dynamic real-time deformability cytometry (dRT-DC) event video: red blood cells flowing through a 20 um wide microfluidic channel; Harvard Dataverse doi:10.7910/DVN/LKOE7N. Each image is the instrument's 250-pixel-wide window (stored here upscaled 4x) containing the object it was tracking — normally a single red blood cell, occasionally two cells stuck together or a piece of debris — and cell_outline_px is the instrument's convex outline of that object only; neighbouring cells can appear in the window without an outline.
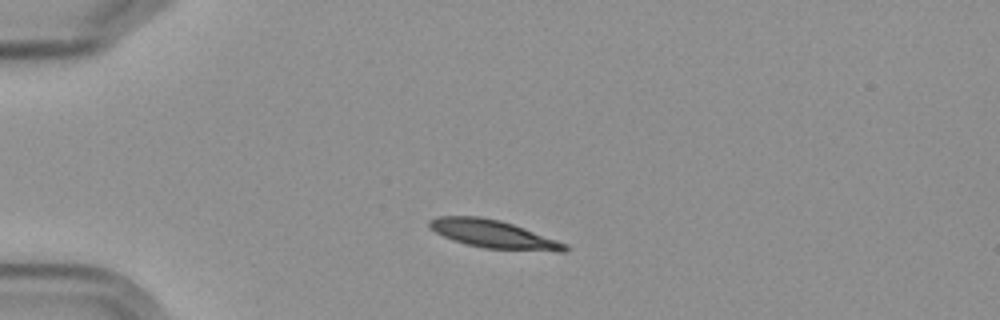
{"species": "Egyptian fruit bat (a non-hibernating species)", "species_latin": "Rousettus aegyptiacus", "temperature_condition": "cold", "stored_images_in_passage": 3, "camera_frame_rate_fps": 3000, "um_per_image_px": 0.085, "frame": {"image": 1, "passage_image": 2, "time_ms": 1.333, "image_size_px": [1000, 320], "cell_outline_px": [[572, 248], [568, 252], [556, 252], [484, 248], [452, 240], [428, 228], [428, 220], [436, 216], [476, 216], [500, 220], [524, 228], [568, 244]], "centroid_in_image_um": [41.98, 19.91], "position_along_channel_um": 43.0, "area_um2": 22.31}}